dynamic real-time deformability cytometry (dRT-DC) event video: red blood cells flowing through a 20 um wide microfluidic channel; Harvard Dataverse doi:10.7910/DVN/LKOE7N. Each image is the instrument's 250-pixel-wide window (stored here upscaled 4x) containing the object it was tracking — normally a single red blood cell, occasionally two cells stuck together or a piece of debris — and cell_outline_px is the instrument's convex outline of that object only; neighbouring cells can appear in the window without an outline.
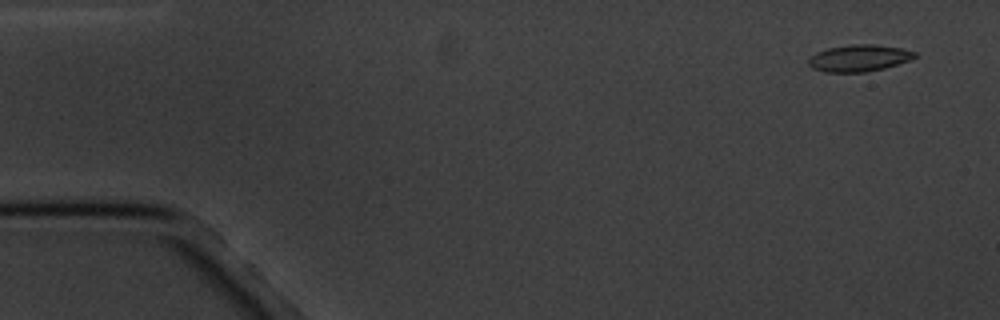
{"species": "common noctule bat (a hibernating species)", "species_latin": "Nyctalus noctula", "temperature_condition": "cold", "stored_images_in_passage": 7, "camera_frame_rate_fps": 3000, "um_per_image_px": 0.085, "animal": {"sex": "male", "body_mass_g": 20.1, "forearm_length_mm": 53.5}, "frame": {"image": 1, "passage_image": 1, "time_ms": 0.0, "image_size_px": [1000, 320], "cell_outline_px": [[916, 56], [908, 60], [884, 68], [864, 72], [824, 72], [812, 68], [808, 64], [808, 60], [816, 52], [828, 48], [852, 44], [872, 44], [900, 48], [916, 52]], "centroid_in_image_um": [72.97, 4.94], "position_along_channel_um": 12.0, "area_um2": 16.36}}
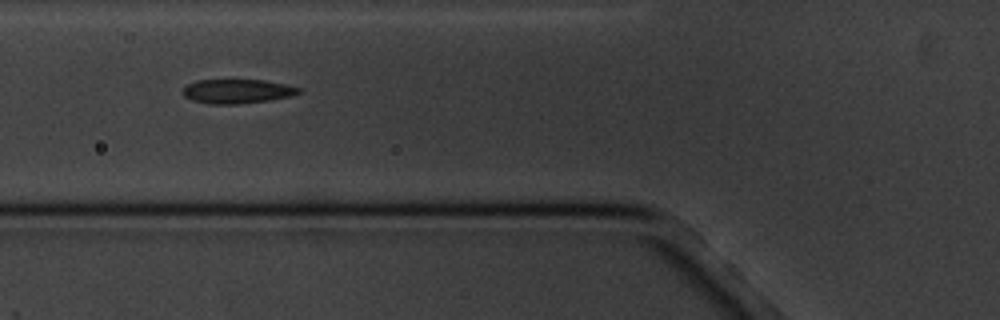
{"frame": {"image": 2, "passage_image": 6, "time_ms": 6.0, "image_size_px": [1000, 320], "cell_outline_px": [[300, 92], [292, 96], [268, 100], [240, 104], [212, 104], [192, 100], [184, 96], [180, 92], [188, 84], [196, 80], [264, 80], [284, 84], [300, 88]], "centroid_in_image_um": [20.13, 7.76], "position_along_channel_um": 105.7, "area_um2": 16.3}}
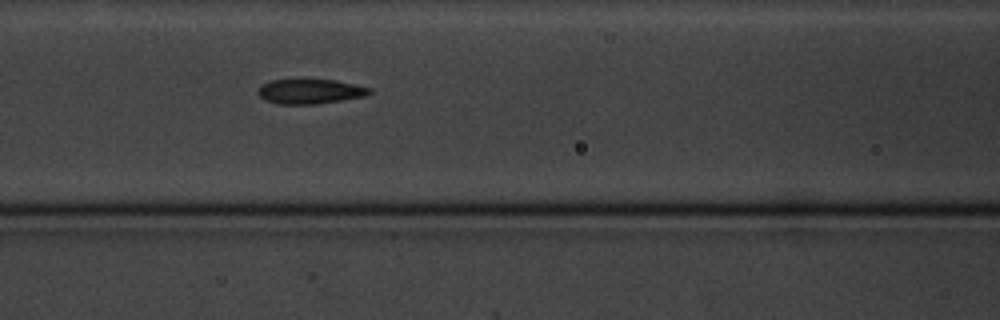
{"frame": {"image": 3, "passage_image": 7, "time_ms": 7.0, "image_size_px": [1000, 320], "cell_outline_px": [[372, 92], [364, 96], [316, 104], [276, 104], [264, 100], [256, 92], [260, 84], [272, 80], [336, 80], [356, 84], [372, 88]], "centroid_in_image_um": [26.33, 7.77], "position_along_channel_um": 140.3, "area_um2": 16.13}}